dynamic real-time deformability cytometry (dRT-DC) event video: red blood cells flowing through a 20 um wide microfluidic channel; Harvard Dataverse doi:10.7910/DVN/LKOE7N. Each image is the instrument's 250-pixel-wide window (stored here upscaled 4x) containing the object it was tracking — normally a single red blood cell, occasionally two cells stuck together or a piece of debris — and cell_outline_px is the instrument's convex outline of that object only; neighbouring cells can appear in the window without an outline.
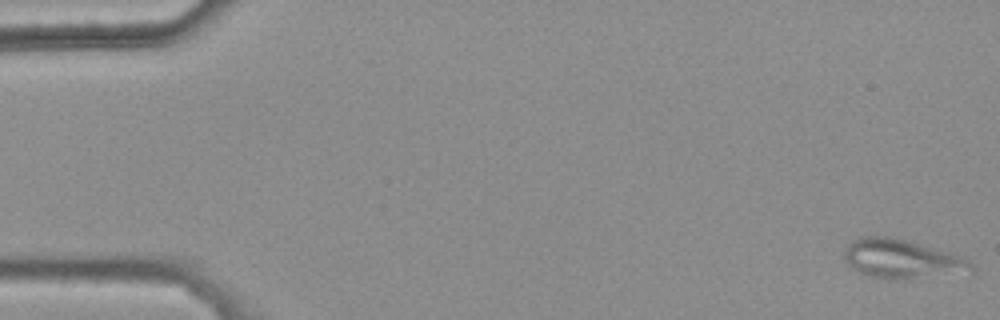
{"species": "common noctule bat (a hibernating species)", "species_latin": "Nyctalus noctula", "temperature_condition": "warm", "stored_images_in_passage": 32, "camera_frame_rate_fps": 3000, "um_per_image_px": 0.085, "animal": {"sex": "female", "body_mass_g": 25.1}, "frame": {"image": 1, "passage_image": 1, "time_ms": 0.0, "image_size_px": [1000, 320], "cell_outline_px": [[976, 272], [972, 276], [872, 276], [860, 272], [852, 268], [844, 260], [844, 248], [852, 240], [860, 236], [888, 236], [908, 240], [964, 256], [976, 268]], "centroid_in_image_um": [76.8, 21.98], "position_along_channel_um": 8.2, "area_um2": 28.9}}
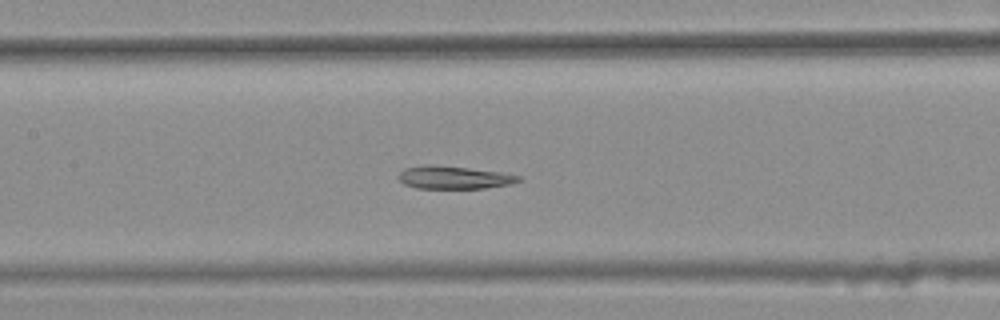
{"frame": {"image": 2, "passage_image": 25, "time_ms": 8.0, "image_size_px": [1000, 320], "cell_outline_px": [[524, 180], [512, 184], [484, 188], [416, 188], [404, 184], [396, 176], [404, 168], [424, 164], [432, 164], [468, 168], [500, 172], [520, 176]], "centroid_in_image_um": [38.57, 15.08], "position_along_channel_um": 168.8, "area_um2": 16.13}}
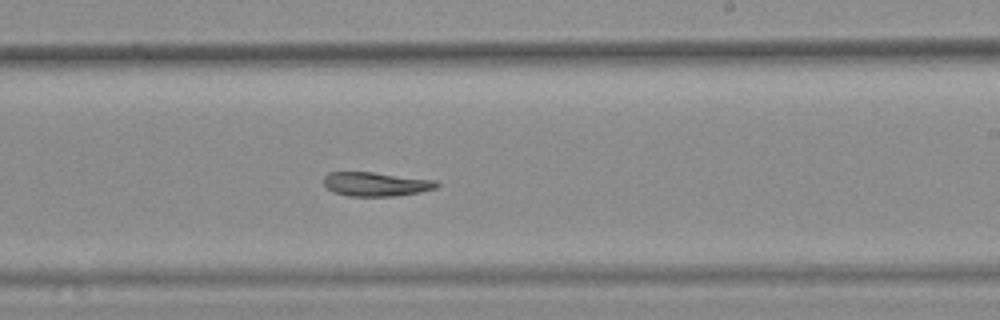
{"frame": {"image": 3, "passage_image": 32, "time_ms": 10.333, "image_size_px": [1000, 320], "cell_outline_px": [[440, 184], [436, 188], [420, 192], [396, 196], [348, 196], [332, 192], [324, 184], [324, 176], [328, 172], [372, 172], [436, 180]], "centroid_in_image_um": [31.95, 15.65], "position_along_channel_um": 257.0, "area_um2": 15.9}}